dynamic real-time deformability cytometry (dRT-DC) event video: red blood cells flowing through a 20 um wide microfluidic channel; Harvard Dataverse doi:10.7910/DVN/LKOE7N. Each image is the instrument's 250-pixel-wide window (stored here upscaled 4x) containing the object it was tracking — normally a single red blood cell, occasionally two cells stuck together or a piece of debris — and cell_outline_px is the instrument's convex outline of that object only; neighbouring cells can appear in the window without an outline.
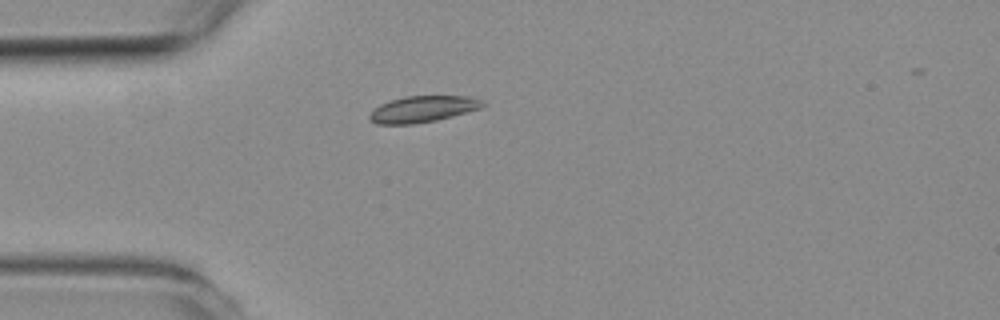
{"species": "common noctule bat (a hibernating species)", "species_latin": "Nyctalus noctula", "temperature_condition": "room temperature", "stored_images_in_passage": 33, "camera_frame_rate_fps": 3000, "um_per_image_px": 0.085, "animal": {"sex": "female", "body_mass_g": 19.3, "forearm_length_mm": 54.1}, "frame": {"image": 1, "passage_image": 1, "time_ms": 0.0, "image_size_px": [1000, 320], "cell_outline_px": [[488, 104], [480, 108], [468, 112], [436, 120], [412, 124], [376, 124], [368, 116], [380, 104], [404, 96], [468, 96], [484, 100]], "centroid_in_image_um": [36.0, 9.26], "position_along_channel_um": 49.0, "area_um2": 17.28}}
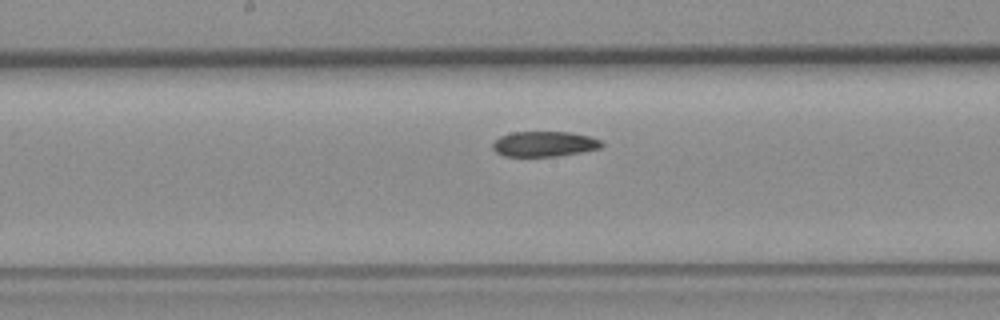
{"frame": {"image": 2, "passage_image": 14, "time_ms": 4.333, "image_size_px": [1000, 320], "cell_outline_px": [[604, 144], [600, 148], [580, 152], [556, 156], [504, 156], [496, 152], [492, 148], [492, 144], [500, 136], [512, 132], [572, 132], [588, 136], [600, 140]], "centroid_in_image_um": [46.25, 12.23], "position_along_channel_um": 202.0, "area_um2": 15.95}}
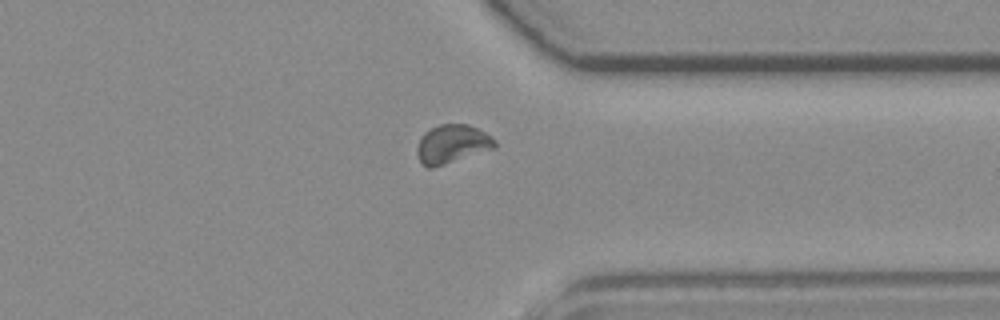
{"frame": {"image": 3, "passage_image": 28, "time_ms": 9.0, "image_size_px": [1000, 320], "cell_outline_px": [[496, 148], [432, 168], [428, 168], [420, 164], [416, 152], [416, 148], [420, 136], [424, 132], [440, 124], [468, 124], [492, 136], [496, 140]], "centroid_in_image_um": [38.41, 12.25], "position_along_channel_um": 373.0, "area_um2": 17.69}, "authors_computed_cell_mechanics": {"area_um2": 17.1088, "velocity_mm_per_s": 3.7487, "shape_relaxation_time_tau1_ms": 5.8028, "shape_relaxation_time_tau2_ms": null, "deformation_change_tau1": 0.0976, "deformation_change_tau2": null}}